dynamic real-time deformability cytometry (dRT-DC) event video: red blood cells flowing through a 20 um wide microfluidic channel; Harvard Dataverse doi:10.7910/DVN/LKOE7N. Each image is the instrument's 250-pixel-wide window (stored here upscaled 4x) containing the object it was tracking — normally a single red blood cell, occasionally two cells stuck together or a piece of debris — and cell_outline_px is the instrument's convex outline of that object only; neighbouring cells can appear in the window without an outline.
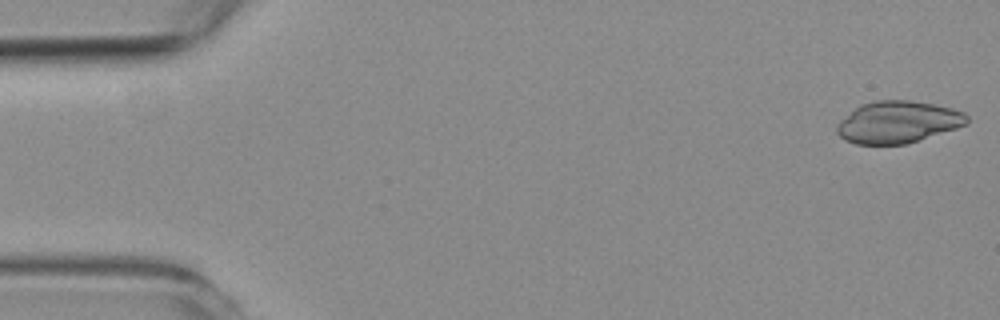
{"species": "common noctule bat (a hibernating species)", "species_latin": "Nyctalus noctula", "temperature_condition": "room temperature", "stored_images_in_passage": 56, "camera_frame_rate_fps": 3000, "um_per_image_px": 0.085, "animal": {"sex": "female", "body_mass_g": 19.3, "forearm_length_mm": 54.1}, "frame": {"image": 1, "passage_image": 1, "time_ms": 0.0, "image_size_px": [1000, 320], "cell_outline_px": [[968, 124], [908, 144], [856, 144], [844, 140], [836, 132], [836, 124], [840, 120], [860, 104], [876, 100], [908, 100], [932, 104], [952, 108], [964, 112], [968, 116]], "centroid_in_image_um": [76.31, 10.38], "position_along_channel_um": 8.7, "area_um2": 31.91}}